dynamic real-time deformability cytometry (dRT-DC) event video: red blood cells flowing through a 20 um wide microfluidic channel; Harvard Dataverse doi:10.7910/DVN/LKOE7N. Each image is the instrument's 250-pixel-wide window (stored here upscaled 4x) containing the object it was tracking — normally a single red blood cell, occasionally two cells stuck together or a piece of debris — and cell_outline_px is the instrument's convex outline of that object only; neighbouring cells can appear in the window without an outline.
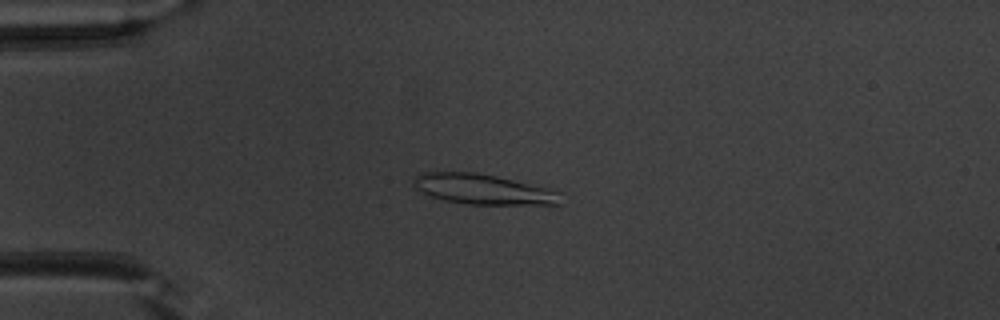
{"species": "common noctule bat (a hibernating species)", "species_latin": "Nyctalus noctula", "temperature_condition": "warm", "stored_images_in_passage": 51, "camera_frame_rate_fps": 3000, "um_per_image_px": 0.085, "animal": {"sex": "male", "body_mass_g": 20.1, "forearm_length_mm": 53.5}, "frame": {"image": 1, "passage_image": 13, "time_ms": 4.0, "image_size_px": [1000, 320], "cell_outline_px": [[564, 192], [560, 204], [468, 204], [444, 200], [424, 196], [412, 184], [412, 180], [420, 172], [476, 172], [496, 176]], "centroid_in_image_um": [41.02, 16.09], "position_along_channel_um": 44.0, "area_um2": 26.13}}
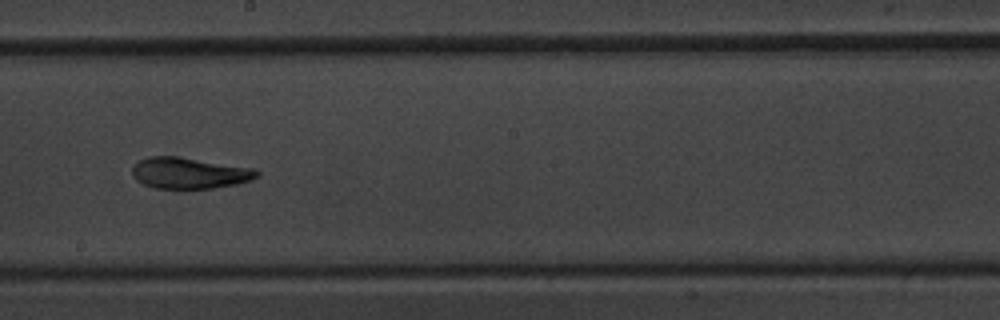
{"frame": {"image": 2, "passage_image": 29, "time_ms": 9.333, "image_size_px": [1000, 320], "cell_outline_px": [[260, 176], [236, 184], [212, 188], [156, 188], [144, 184], [136, 180], [132, 176], [132, 164], [148, 156], [176, 156], [256, 168], [260, 172]], "centroid_in_image_um": [16.08, 14.69], "position_along_channel_um": 232.1, "area_um2": 22.72}}
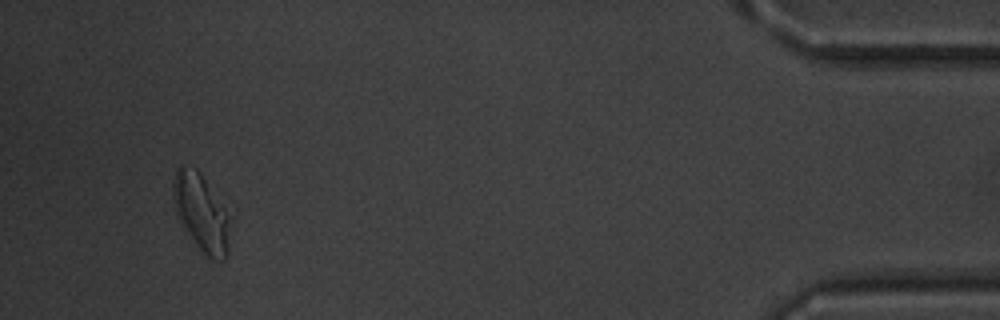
{"frame": {"image": 3, "passage_image": 48, "time_ms": 15.667, "image_size_px": [1000, 320], "cell_outline_px": [[236, 212], [228, 256], [224, 260], [212, 264], [204, 256], [192, 240], [176, 216], [172, 196], [172, 184], [176, 172], [180, 164], [196, 168], [200, 172]], "centroid_in_image_um": [17.27, 18.13], "position_along_channel_um": 417.9, "area_um2": 28.5}, "authors_computed_cell_mechanics": {"area_um2": 22.7154, "velocity_mm_per_s": 3.9942, "shape_relaxation_time_tau1_ms": null, "shape_relaxation_time_tau2_ms": 1.9446, "deformation_change_tau1": null, "deformation_change_tau2": 0.0731}}